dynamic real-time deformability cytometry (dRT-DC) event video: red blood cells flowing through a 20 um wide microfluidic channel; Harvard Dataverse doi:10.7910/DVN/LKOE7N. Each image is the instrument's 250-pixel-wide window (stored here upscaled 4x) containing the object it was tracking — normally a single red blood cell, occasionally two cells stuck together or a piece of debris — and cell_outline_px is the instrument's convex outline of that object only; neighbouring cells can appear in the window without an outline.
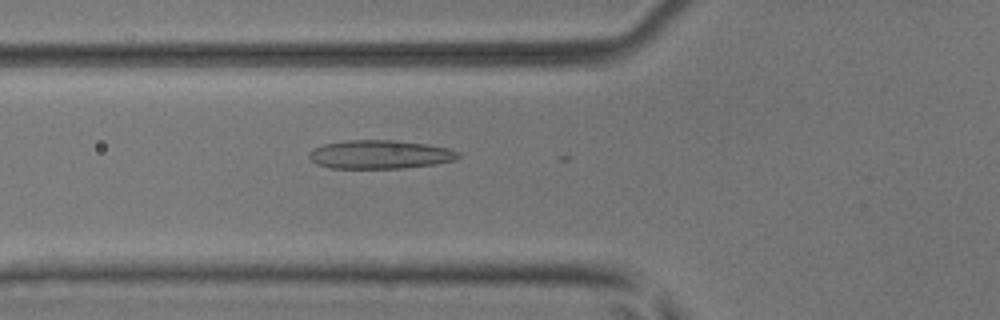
{"species": "common noctule bat (a hibernating species)", "species_latin": "Nyctalus noctula", "temperature_condition": "room temperature", "stored_images_in_passage": 28, "camera_frame_rate_fps": 3000, "um_per_image_px": 0.085, "animal": {"sex": "male", "body_mass_g": 17.9, "forearm_length_mm": 54.2}, "frame": {"image": 1, "passage_image": 10, "time_ms": 3.0, "image_size_px": [1000, 320], "cell_outline_px": [[460, 156], [456, 160], [436, 164], [404, 168], [332, 168], [316, 164], [308, 156], [308, 152], [312, 148], [324, 144], [348, 140], [396, 140], [428, 144], [448, 148], [460, 152]], "centroid_in_image_um": [32.31, 13.13], "position_along_channel_um": 93.5, "area_um2": 25.09}}
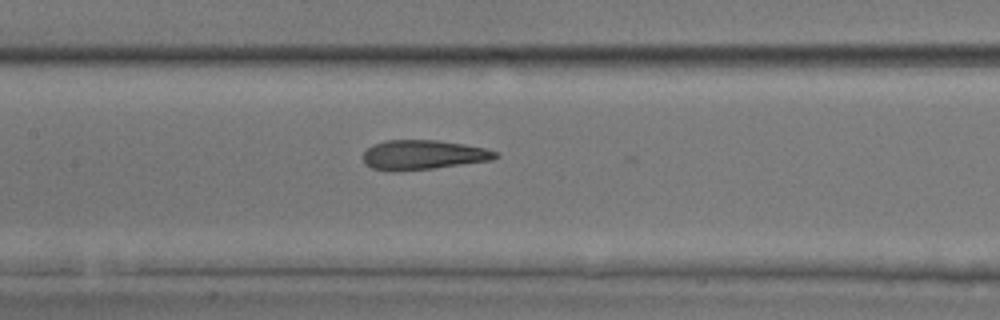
{"frame": {"image": 2, "passage_image": 16, "time_ms": 5.0, "image_size_px": [1000, 320], "cell_outline_px": [[500, 156], [492, 160], [436, 168], [396, 172], [392, 172], [372, 168], [364, 164], [360, 156], [372, 144], [384, 140], [436, 140], [464, 144], [484, 148], [500, 152]], "centroid_in_image_um": [35.93, 13.17], "position_along_channel_um": 171.5, "area_um2": 23.29}}
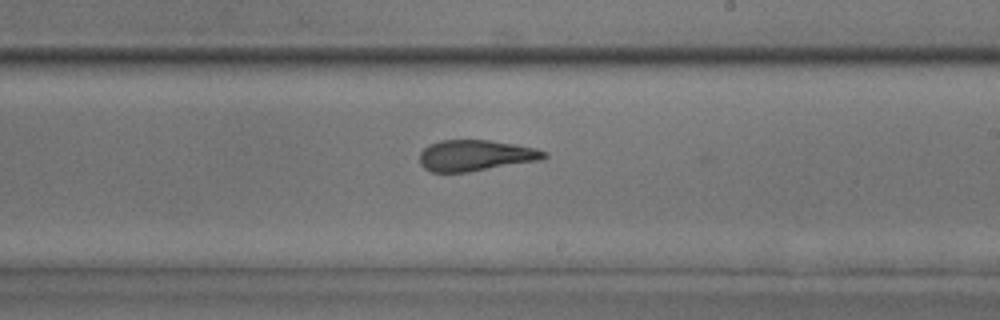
{"frame": {"image": 3, "passage_image": 22, "time_ms": 7.0, "image_size_px": [1000, 320], "cell_outline_px": [[548, 156], [540, 160], [468, 172], [432, 172], [424, 168], [420, 164], [420, 152], [428, 144], [440, 140], [488, 140], [516, 144], [536, 148], [548, 152]], "centroid_in_image_um": [40.42, 13.21], "position_along_channel_um": 248.6, "area_um2": 22.6}}